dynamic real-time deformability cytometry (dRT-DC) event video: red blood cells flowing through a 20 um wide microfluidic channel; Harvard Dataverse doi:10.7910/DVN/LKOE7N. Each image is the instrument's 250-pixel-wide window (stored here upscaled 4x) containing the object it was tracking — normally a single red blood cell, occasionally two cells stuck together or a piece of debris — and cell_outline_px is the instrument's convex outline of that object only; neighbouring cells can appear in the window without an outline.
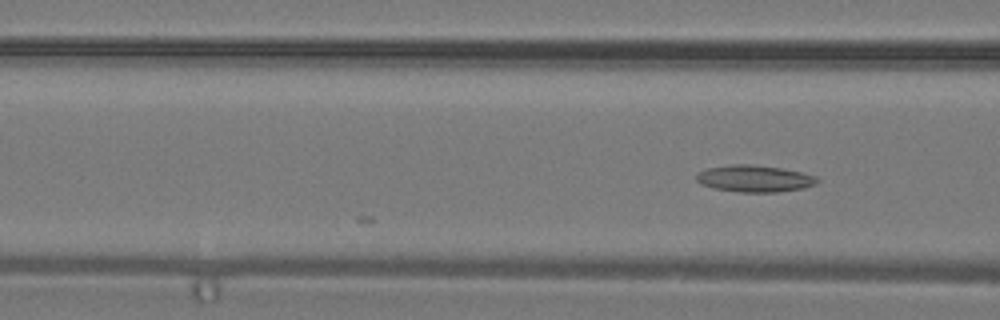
{"species": "common noctule bat (a hibernating species)", "species_latin": "Nyctalus noctula", "temperature_condition": "warm", "stored_images_in_passage": 6, "camera_frame_rate_fps": 3000, "um_per_image_px": 0.085, "animal": {"sex": "male", "body_mass_g": 19.2, "forearm_length_mm": 51.8}, "frame": {"image": 1, "passage_image": 6, "time_ms": 1.667, "image_size_px": [1000, 320], "cell_outline_px": [[820, 180], [816, 184], [800, 188], [776, 192], [740, 192], [716, 188], [700, 184], [696, 180], [696, 176], [700, 172], [708, 168], [732, 164], [752, 164], [780, 168], [800, 172], [816, 176]], "centroid_in_image_um": [64.13, 15.17], "position_along_channel_um": 102.5, "area_um2": 18.61}}